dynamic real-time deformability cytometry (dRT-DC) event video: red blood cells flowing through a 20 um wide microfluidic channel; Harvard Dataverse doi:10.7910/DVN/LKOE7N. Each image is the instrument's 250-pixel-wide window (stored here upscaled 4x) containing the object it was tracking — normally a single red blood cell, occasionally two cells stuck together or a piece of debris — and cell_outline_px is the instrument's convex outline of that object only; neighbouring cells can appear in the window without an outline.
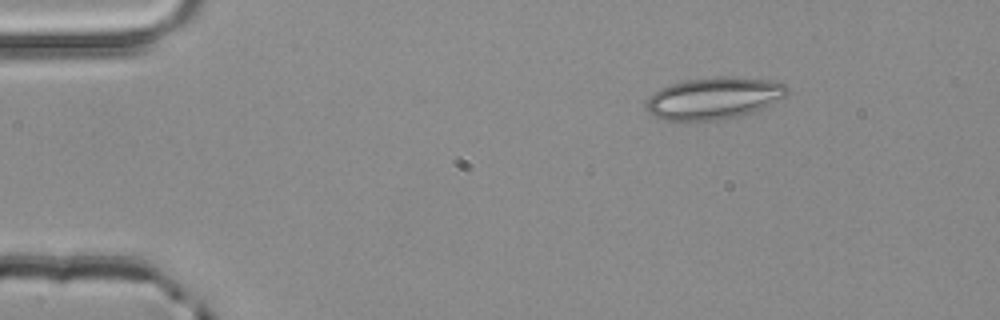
{"species": "common noctule bat (a hibernating species)", "species_latin": "Nyctalus noctula", "temperature_condition": "room temperature", "stored_images_in_passage": 3, "camera_frame_rate_fps": 3000, "um_per_image_px": 0.085, "animal": {"sex": "male", "body_mass_g": 20.4}, "frame": {"image": 1, "passage_image": 1, "time_ms": 0.0, "image_size_px": [1000, 320], "cell_outline_px": [[788, 92], [784, 96], [752, 112], [724, 120], [664, 120], [656, 116], [644, 104], [660, 88], [672, 84], [688, 80], [720, 76], [728, 76], [768, 80], [784, 84], [788, 88]], "centroid_in_image_um": [60.69, 8.34], "position_along_channel_um": 24.3, "area_um2": 33.64}}